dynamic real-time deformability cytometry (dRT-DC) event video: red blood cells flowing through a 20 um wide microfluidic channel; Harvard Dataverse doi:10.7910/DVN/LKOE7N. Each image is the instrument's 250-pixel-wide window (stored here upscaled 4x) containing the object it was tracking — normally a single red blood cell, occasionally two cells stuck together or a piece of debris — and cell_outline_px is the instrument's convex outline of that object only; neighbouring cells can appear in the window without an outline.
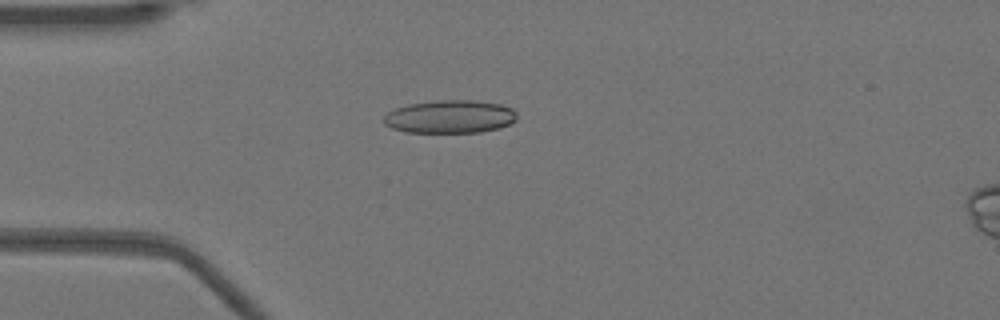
{"species": "Egyptian fruit bat (a non-hibernating species)", "species_latin": "Rousettus aegyptiacus", "temperature_condition": "warm", "stored_images_in_passage": 50, "camera_frame_rate_fps": 3000, "um_per_image_px": 0.085, "animal": {"sex": "female"}, "frame": {"image": 1, "passage_image": 12, "time_ms": 3.667, "image_size_px": [1000, 320], "cell_outline_px": [[516, 120], [500, 128], [480, 132], [404, 132], [392, 128], [384, 124], [384, 116], [388, 112], [396, 108], [408, 104], [436, 100], [472, 100], [500, 104], [512, 108], [516, 112]], "centroid_in_image_um": [38.24, 9.91], "position_along_channel_um": 46.8, "area_um2": 25.66}}
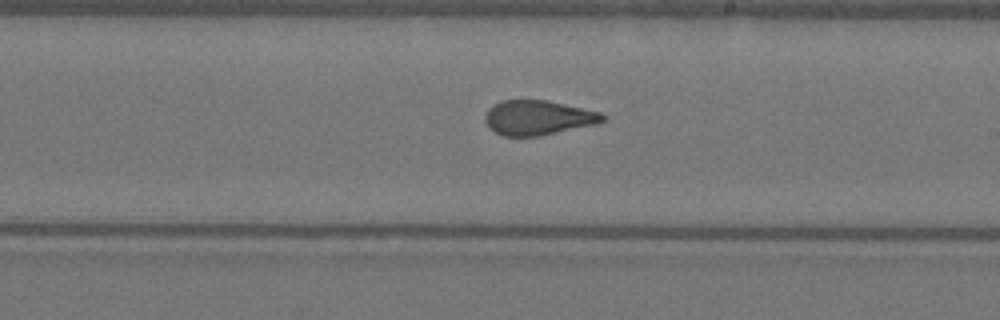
{"frame": {"image": 2, "passage_image": 28, "time_ms": 9.0, "image_size_px": [1000, 320], "cell_outline_px": [[604, 120], [600, 124], [540, 136], [504, 136], [488, 128], [484, 120], [484, 116], [488, 108], [504, 100], [544, 100], [600, 112], [604, 116]], "centroid_in_image_um": [45.72, 10.02], "position_along_channel_um": 243.3, "area_um2": 23.76}}
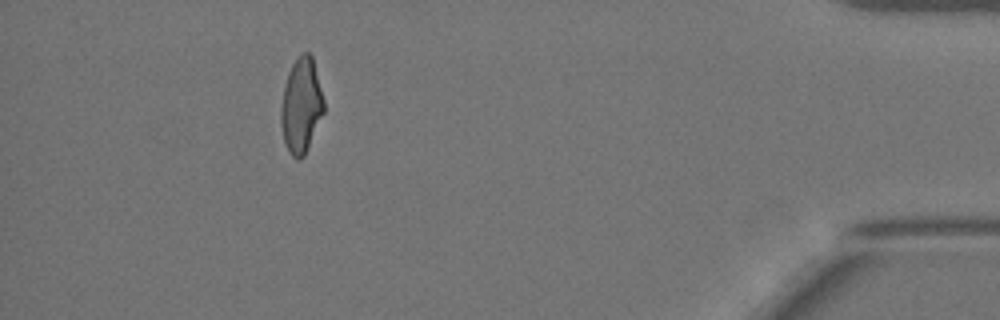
{"frame": {"image": 3, "passage_image": 45, "time_ms": 14.667, "image_size_px": [1000, 320], "cell_outline_px": [[324, 112], [304, 156], [300, 160], [296, 160], [288, 152], [284, 140], [280, 120], [280, 108], [284, 84], [288, 72], [292, 64], [300, 52], [308, 52], [312, 56], [324, 100]], "centroid_in_image_um": [25.59, 8.97], "position_along_channel_um": 409.6, "area_um2": 23.87}, "authors_computed_cell_mechanics": {"area_um2": 24.5072, "velocity_mm_per_s": 3.9628, "shape_relaxation_time_tau1_ms": 7.9218, "shape_relaxation_time_tau2_ms": 0.8402, "deformation_change_tau1": 0.2392, "deformation_change_tau2": 0.0895}}